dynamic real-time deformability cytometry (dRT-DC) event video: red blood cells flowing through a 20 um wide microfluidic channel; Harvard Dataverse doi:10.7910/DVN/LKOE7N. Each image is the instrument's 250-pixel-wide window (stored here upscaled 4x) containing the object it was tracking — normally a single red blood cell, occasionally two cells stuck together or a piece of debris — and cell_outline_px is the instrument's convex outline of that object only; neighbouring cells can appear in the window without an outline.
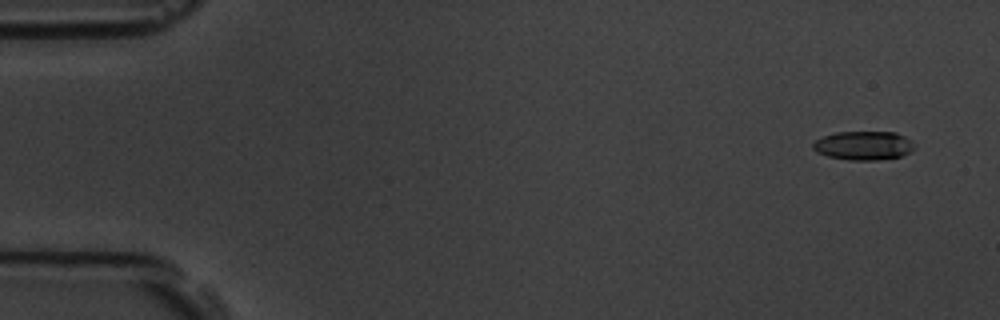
{"species": "common noctule bat (a hibernating species)", "species_latin": "Nyctalus noctula", "temperature_condition": "room temperature", "stored_images_in_passage": 5, "camera_frame_rate_fps": 3000, "um_per_image_px": 0.085, "animal": {"sex": "male", "body_mass_g": 19.5, "forearm_length_mm": 54.6}, "frame": {"image": 1, "passage_image": 1, "time_ms": 0.0, "image_size_px": [1000, 320], "cell_outline_px": [[916, 148], [912, 152], [900, 156], [876, 160], [848, 160], [828, 156], [816, 152], [812, 148], [812, 144], [816, 140], [824, 136], [836, 132], [896, 132], [912, 140]], "centroid_in_image_um": [73.43, 12.37], "position_along_channel_um": 11.6, "area_um2": 17.17}}